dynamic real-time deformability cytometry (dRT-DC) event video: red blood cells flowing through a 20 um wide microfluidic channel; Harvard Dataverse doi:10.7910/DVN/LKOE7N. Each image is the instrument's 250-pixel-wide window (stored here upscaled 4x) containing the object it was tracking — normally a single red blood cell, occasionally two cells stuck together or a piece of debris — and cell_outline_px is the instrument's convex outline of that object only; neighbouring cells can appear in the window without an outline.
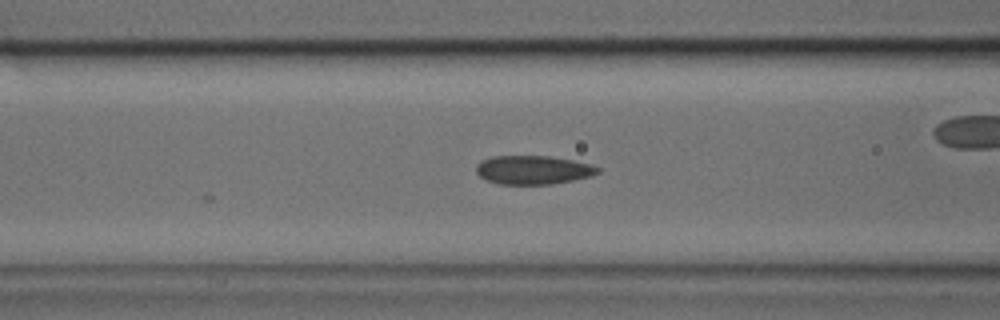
{"species": "common noctule bat (a hibernating species)", "species_latin": "Nyctalus noctula", "temperature_condition": "cold", "stored_images_in_passage": 5, "camera_frame_rate_fps": 3000, "um_per_image_px": 0.085, "animal": {"sex": "male", "body_mass_g": 17.9, "forearm_length_mm": 54.2}, "frame": {"image": 1, "passage_image": 5, "time_ms": 1.333, "image_size_px": [1000, 320], "cell_outline_px": [[600, 172], [592, 176], [552, 184], [500, 184], [484, 180], [476, 172], [476, 164], [480, 160], [492, 156], [552, 156], [592, 164], [600, 168]], "centroid_in_image_um": [45.3, 14.44], "position_along_channel_um": 121.3, "area_um2": 20.58}}